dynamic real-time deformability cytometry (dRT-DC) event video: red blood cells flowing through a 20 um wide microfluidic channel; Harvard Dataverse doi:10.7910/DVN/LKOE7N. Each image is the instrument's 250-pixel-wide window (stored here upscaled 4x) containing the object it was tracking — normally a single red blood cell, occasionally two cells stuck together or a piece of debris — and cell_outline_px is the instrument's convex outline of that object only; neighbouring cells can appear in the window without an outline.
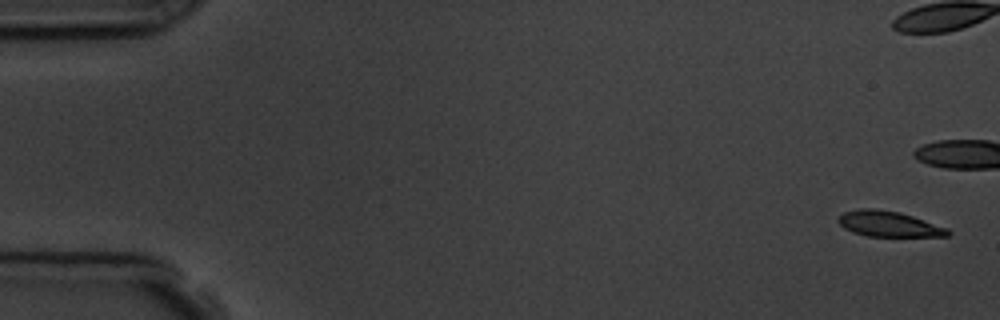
{"species": "common noctule bat (a hibernating species)", "species_latin": "Nyctalus noctula", "temperature_condition": "room temperature", "stored_images_in_passage": 6, "camera_frame_rate_fps": 3000, "um_per_image_px": 0.085, "animal": {"sex": "male", "body_mass_g": 19.5, "forearm_length_mm": 54.6}, "frame": {"image": 1, "passage_image": 1, "time_ms": 0.0, "image_size_px": [1000, 320], "cell_outline_px": [[952, 232], [948, 236], [868, 236], [852, 232], [844, 228], [836, 220], [844, 212], [860, 208], [872, 208], [900, 212], [948, 228]], "centroid_in_image_um": [75.54, 19.03], "position_along_channel_um": 9.5, "area_um2": 16.24}}